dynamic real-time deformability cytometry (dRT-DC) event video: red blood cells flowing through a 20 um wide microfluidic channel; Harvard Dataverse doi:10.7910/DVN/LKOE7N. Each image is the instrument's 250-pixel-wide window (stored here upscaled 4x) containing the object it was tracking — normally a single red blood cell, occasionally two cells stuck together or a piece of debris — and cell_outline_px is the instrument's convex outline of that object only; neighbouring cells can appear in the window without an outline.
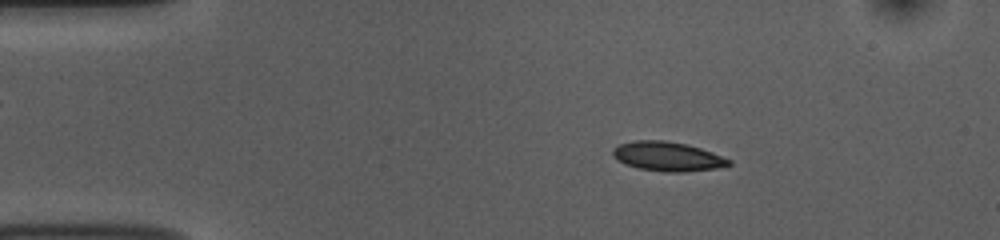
{"species": "common noctule bat (a hibernating species)", "species_latin": "Nyctalus noctula", "temperature_condition": "room temperature", "stored_images_in_passage": 45, "camera_frame_rate_fps": 3000, "um_per_image_px": 0.085, "animal": {"sex": "female", "body_mass_g": 10.0, "forearm_length_mm": 53.1}, "frame": {"image": 1, "passage_image": 1, "time_ms": 0.0, "image_size_px": [1000, 240], "cell_outline_px": [[732, 164], [716, 168], [684, 172], [664, 172], [636, 168], [624, 164], [616, 160], [612, 152], [612, 148], [620, 144], [632, 140], [664, 140], [688, 144], [712, 152], [732, 160]], "centroid_in_image_um": [56.71, 13.29], "position_along_channel_um": 28.3, "area_um2": 20.06}}
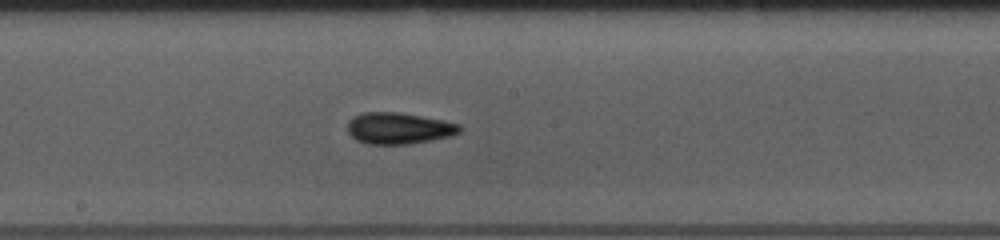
{"frame": {"image": 2, "passage_image": 20, "time_ms": 6.333, "image_size_px": [1000, 240], "cell_outline_px": [[464, 128], [460, 132], [452, 136], [408, 144], [368, 144], [356, 140], [348, 132], [348, 120], [352, 116], [360, 112], [400, 112], [444, 120], [460, 124]], "centroid_in_image_um": [33.9, 10.89], "position_along_channel_um": 214.3, "area_um2": 20.81}}
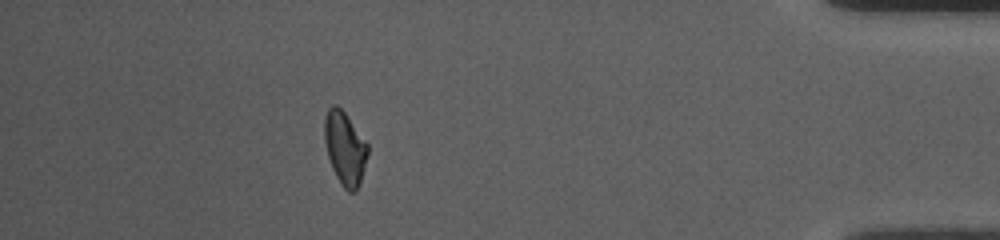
{"frame": {"image": 3, "passage_image": 39, "time_ms": 12.667, "image_size_px": [1000, 240], "cell_outline_px": [[368, 156], [356, 192], [348, 192], [340, 184], [332, 168], [328, 156], [324, 140], [324, 120], [328, 108], [332, 104], [336, 104], [344, 112], [368, 144]], "centroid_in_image_um": [29.31, 12.6], "position_along_channel_um": 405.9, "area_um2": 18.38}, "authors_computed_cell_mechanics": {"area_um2": 19.4786, "velocity_mm_per_s": 3.7947, "shape_relaxation_time_tau1_ms": 5.3109, "shape_relaxation_time_tau2_ms": 3.5801, "deformation_change_tau1": 0.1162, "deformation_change_tau2": 0.0926}}